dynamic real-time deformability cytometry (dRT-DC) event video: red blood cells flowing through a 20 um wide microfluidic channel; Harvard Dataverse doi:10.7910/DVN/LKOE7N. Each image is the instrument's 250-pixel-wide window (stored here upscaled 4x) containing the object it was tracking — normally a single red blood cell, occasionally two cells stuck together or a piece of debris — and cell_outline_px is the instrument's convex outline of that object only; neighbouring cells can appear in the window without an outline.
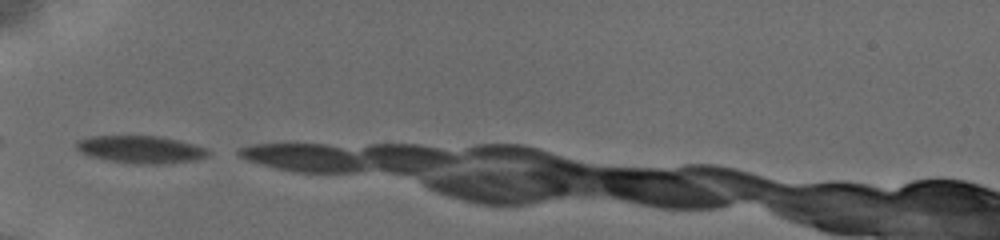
{"species": "common noctule bat (a hibernating species)", "species_latin": "Nyctalus noctula", "temperature_condition": "cold", "stored_images_in_passage": 4, "camera_frame_rate_fps": 3000, "um_per_image_px": 0.085, "animal": {"sex": "female", "body_mass_g": 19.5, "forearm_length_mm": 54.1}, "frame": {"image": 1, "passage_image": 1, "time_ms": 0.0, "image_size_px": [1000, 240], "cell_outline_px": [[208, 156], [196, 160], [160, 164], [136, 164], [108, 160], [88, 156], [80, 152], [76, 148], [76, 140], [92, 136], [156, 136], [176, 140], [208, 148]], "centroid_in_image_um": [11.92, 12.71], "position_along_channel_um": 73.1, "area_um2": 21.04}}